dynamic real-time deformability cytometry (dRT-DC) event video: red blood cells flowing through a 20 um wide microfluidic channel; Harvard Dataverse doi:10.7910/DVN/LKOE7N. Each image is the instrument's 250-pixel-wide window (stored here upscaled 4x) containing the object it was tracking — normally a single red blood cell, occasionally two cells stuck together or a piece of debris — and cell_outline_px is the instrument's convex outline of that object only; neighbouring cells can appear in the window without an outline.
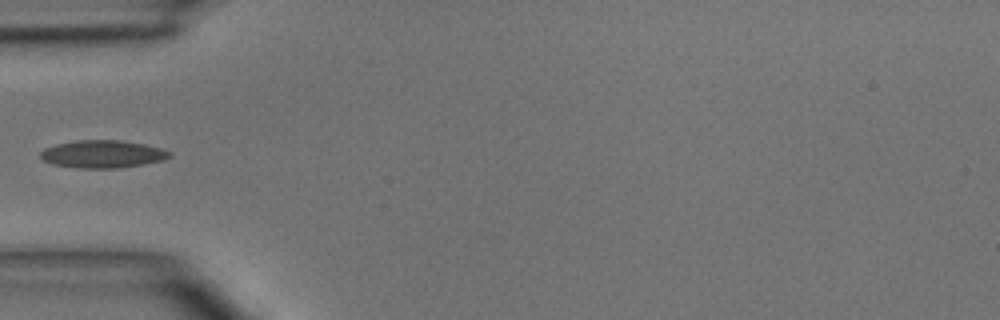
{"species": "common noctule bat (a hibernating species)", "species_latin": "Nyctalus noctula", "temperature_condition": "room temperature", "stored_images_in_passage": 1, "camera_frame_rate_fps": 3000, "um_per_image_px": 0.085, "animal": {"sex": "male", "body_mass_g": 15.6}, "frame": {"image": 1, "passage_image": 1, "time_ms": 0.0, "image_size_px": [1000, 320], "cell_outline_px": [[172, 156], [164, 160], [116, 168], [80, 168], [52, 164], [44, 160], [40, 156], [40, 152], [44, 148], [56, 144], [76, 140], [120, 140], [144, 144], [164, 148], [172, 152]], "centroid_in_image_um": [8.74, 13.08], "position_along_channel_um": 76.3, "area_um2": 20.81}}